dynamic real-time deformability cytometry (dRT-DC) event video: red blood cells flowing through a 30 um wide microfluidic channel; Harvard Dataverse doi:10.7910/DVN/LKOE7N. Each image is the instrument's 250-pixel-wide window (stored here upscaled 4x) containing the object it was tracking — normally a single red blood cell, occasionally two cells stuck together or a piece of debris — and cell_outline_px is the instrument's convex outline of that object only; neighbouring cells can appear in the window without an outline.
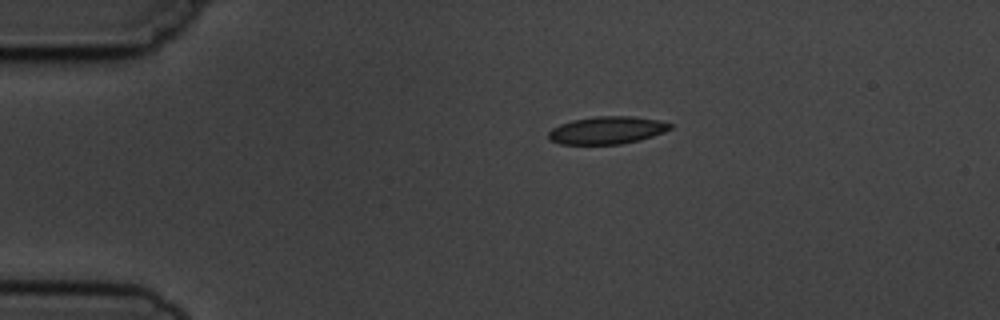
{"species": "common noctule bat (a hibernating species)", "species_latin": "Nyctalus noctula", "temperature_condition": "cold", "stored_images_in_passage": 6, "camera_frame_rate_fps": 3000, "um_per_image_px": 0.085, "animal": {"sex": "male", "body_mass_g": 19.5, "forearm_length_mm": 54.6}, "frame": {"image": 1, "passage_image": 1, "time_ms": 0.0, "image_size_px": [1000, 320], "cell_outline_px": [[672, 128], [664, 132], [640, 140], [620, 144], [560, 144], [552, 140], [548, 136], [548, 132], [552, 128], [560, 124], [572, 120], [596, 116], [636, 116], [660, 120], [672, 124]], "centroid_in_image_um": [51.62, 11.06], "position_along_channel_um": 33.4, "area_um2": 19.59}}
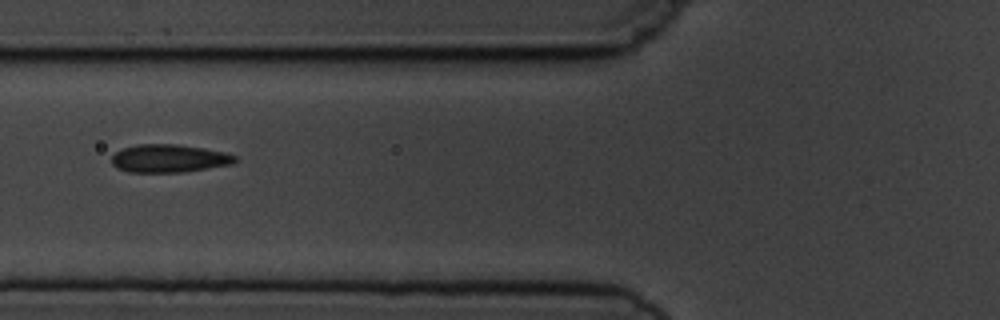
{"frame": {"image": 2, "passage_image": 4, "time_ms": 3.333, "image_size_px": [1000, 320], "cell_outline_px": [[236, 160], [232, 164], [184, 172], [128, 172], [116, 168], [112, 164], [112, 156], [116, 152], [124, 148], [136, 144], [176, 144], [204, 148], [224, 152], [236, 156]], "centroid_in_image_um": [14.35, 13.47], "position_along_channel_um": 111.5, "area_um2": 20.11}}
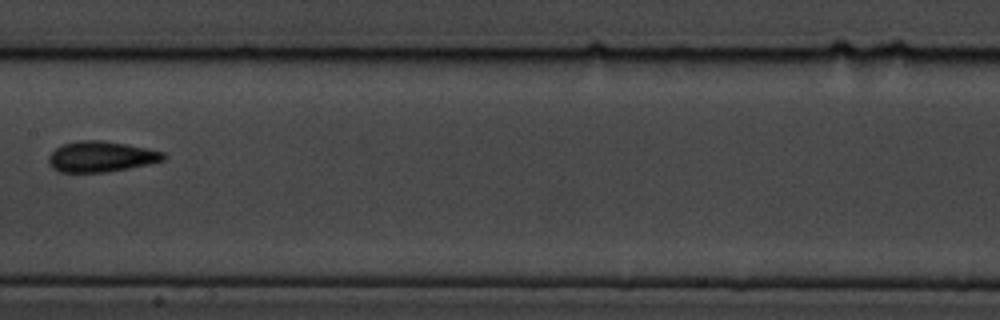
{"frame": {"image": 3, "passage_image": 6, "time_ms": 5.667, "image_size_px": [1000, 320], "cell_outline_px": [[168, 156], [164, 160], [148, 164], [128, 168], [104, 172], [60, 172], [52, 168], [48, 164], [48, 156], [56, 148], [64, 144], [80, 140], [104, 140], [128, 144], [148, 148], [164, 152]], "centroid_in_image_um": [8.6, 13.3], "position_along_channel_um": 198.8, "area_um2": 20.63}}